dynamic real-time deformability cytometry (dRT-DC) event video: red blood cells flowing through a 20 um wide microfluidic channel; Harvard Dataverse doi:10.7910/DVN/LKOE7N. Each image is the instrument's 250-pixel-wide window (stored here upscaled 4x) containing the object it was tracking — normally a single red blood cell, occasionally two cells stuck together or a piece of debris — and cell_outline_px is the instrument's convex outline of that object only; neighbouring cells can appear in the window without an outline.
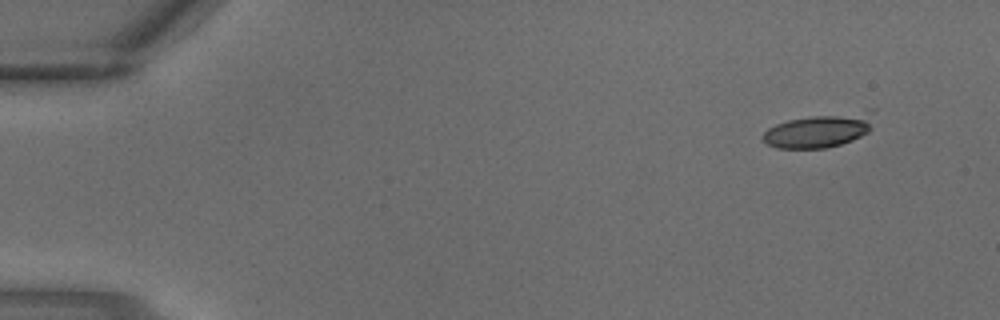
{"species": "common noctule bat (a hibernating species)", "species_latin": "Nyctalus noctula", "temperature_condition": "warm", "stored_images_in_passage": 2, "camera_frame_rate_fps": 3000, "um_per_image_px": 0.085, "animal": {"sex": "male", "body_mass_g": 18.8}, "frame": {"image": 1, "passage_image": 1, "time_ms": 0.0, "image_size_px": [1000, 320], "cell_outline_px": [[876, 108], [872, 128], [868, 132], [852, 140], [840, 144], [824, 148], [776, 148], [768, 144], [760, 136], [768, 128], [776, 124], [788, 120], [812, 116], [864, 108]], "centroid_in_image_um": [69.75, 11.03], "position_along_channel_um": 15.2, "area_um2": 22.54}}
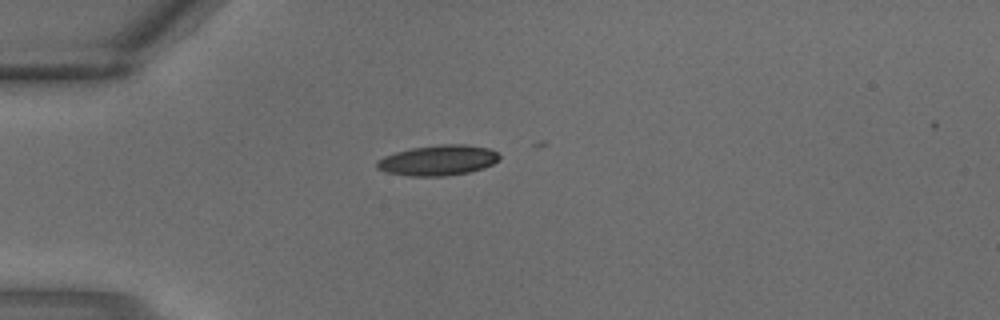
{"frame": {"image": 2, "passage_image": 2, "time_ms": 0.333, "image_size_px": [1000, 320], "cell_outline_px": [[500, 160], [484, 168], [468, 172], [444, 176], [408, 176], [384, 172], [376, 168], [376, 160], [384, 156], [396, 152], [412, 148], [440, 144], [464, 144], [488, 148], [496, 152], [500, 156]], "centroid_in_image_um": [37.21, 13.63], "position_along_channel_um": 47.8, "area_um2": 21.79}}